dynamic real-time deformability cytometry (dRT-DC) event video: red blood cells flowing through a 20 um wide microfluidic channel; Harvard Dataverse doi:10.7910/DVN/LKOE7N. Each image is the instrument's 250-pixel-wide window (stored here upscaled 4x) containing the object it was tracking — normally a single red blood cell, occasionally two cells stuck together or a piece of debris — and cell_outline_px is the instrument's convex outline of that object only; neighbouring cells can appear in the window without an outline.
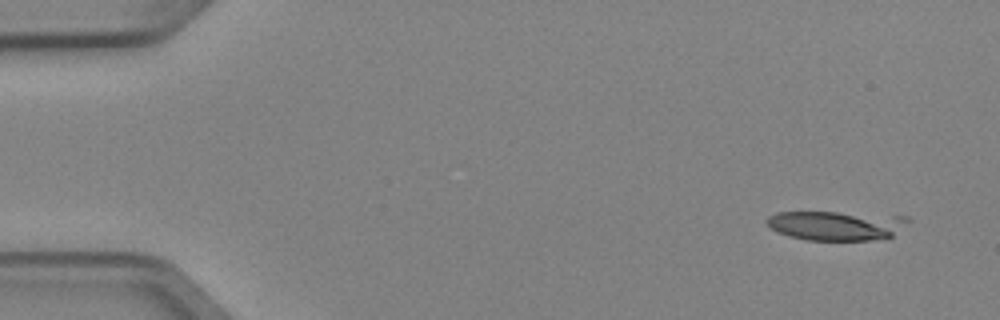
{"species": "Egyptian fruit bat (a non-hibernating species)", "species_latin": "Rousettus aegyptiacus", "temperature_condition": "cold", "stored_images_in_passage": 5, "camera_frame_rate_fps": 3000, "um_per_image_px": 0.085, "animal": {"sex": "female"}, "frame": {"image": 1, "passage_image": 1, "time_ms": 0.0, "image_size_px": [1000, 320], "cell_outline_px": [[912, 220], [892, 236], [868, 240], [804, 240], [788, 236], [776, 232], [764, 220], [768, 216], [776, 212], [836, 212], [908, 216]], "centroid_in_image_um": [71.06, 19.16], "position_along_channel_um": 13.9, "area_um2": 24.39}}
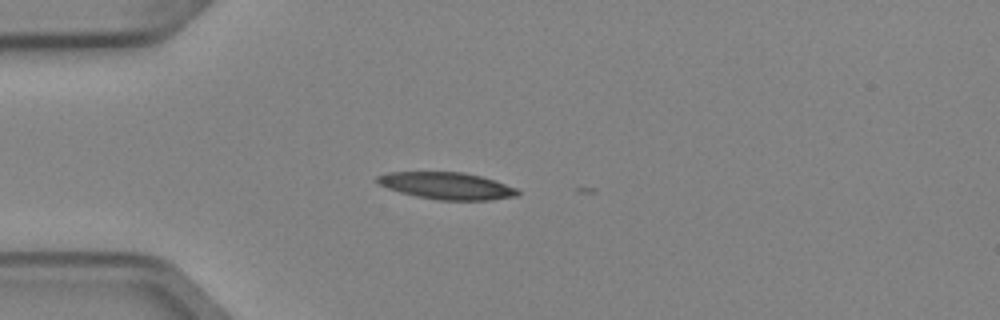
{"frame": {"image": 2, "passage_image": 4, "time_ms": 1.0, "image_size_px": [1000, 320], "cell_outline_px": [[520, 192], [516, 196], [492, 200], [436, 200], [416, 196], [400, 192], [388, 188], [380, 184], [376, 180], [376, 176], [388, 172], [464, 172], [480, 176], [516, 188]], "centroid_in_image_um": [37.96, 15.79], "position_along_channel_um": 47.0, "area_um2": 21.91}}